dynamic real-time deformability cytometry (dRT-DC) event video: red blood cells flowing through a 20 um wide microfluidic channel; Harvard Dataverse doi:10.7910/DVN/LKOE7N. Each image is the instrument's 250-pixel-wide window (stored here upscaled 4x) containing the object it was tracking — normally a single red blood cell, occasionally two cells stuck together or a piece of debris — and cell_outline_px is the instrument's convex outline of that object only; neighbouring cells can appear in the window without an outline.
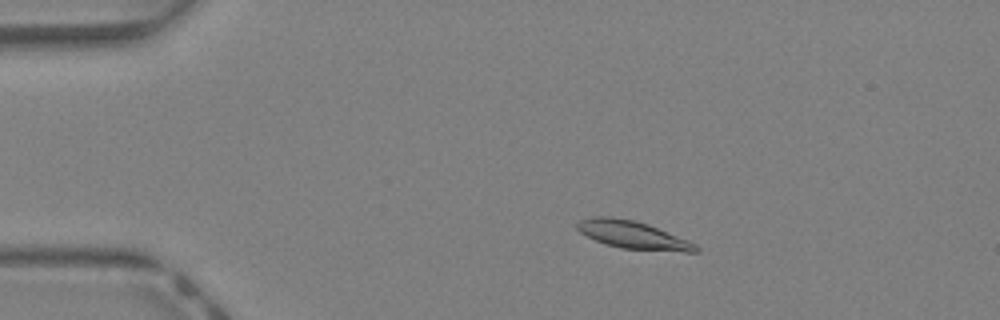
{"species": "Egyptian fruit bat (a non-hibernating species)", "species_latin": "Rousettus aegyptiacus", "temperature_condition": "warm", "stored_images_in_passage": 42, "camera_frame_rate_fps": 3000, "um_per_image_px": 0.085, "animal": {"sex": "female"}, "frame": {"image": 1, "passage_image": 8, "time_ms": 2.333, "image_size_px": [1000, 320], "cell_outline_px": [[700, 252], [684, 252], [620, 248], [604, 244], [580, 232], [576, 228], [576, 224], [580, 220], [592, 216], [612, 216], [632, 220], [648, 224], [688, 240], [696, 244], [700, 248]], "centroid_in_image_um": [53.8, 19.97], "position_along_channel_um": 31.2, "area_um2": 19.25}}
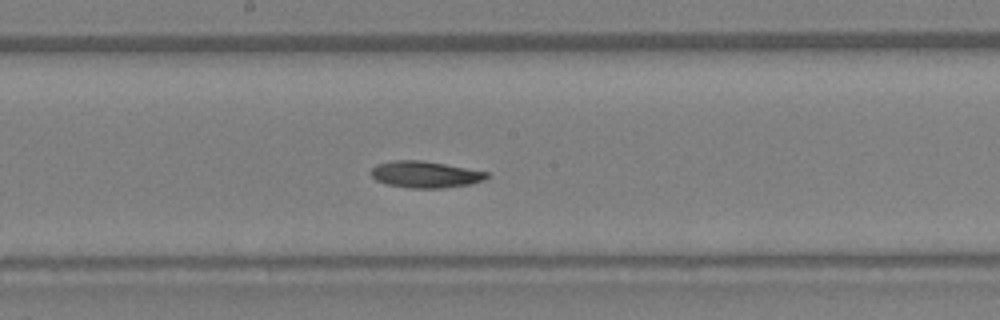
{"frame": {"image": 2, "passage_image": 23, "time_ms": 7.333, "image_size_px": [1000, 320], "cell_outline_px": [[492, 176], [484, 180], [472, 184], [444, 188], [408, 188], [388, 184], [376, 180], [372, 176], [372, 168], [376, 164], [392, 160], [420, 160], [444, 164], [488, 172]], "centroid_in_image_um": [36.18, 14.83], "position_along_channel_um": 212.0, "area_um2": 17.98}}
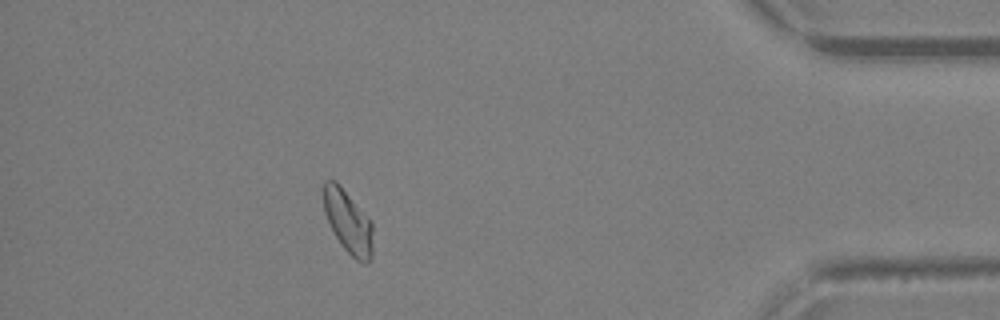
{"frame": {"image": 3, "passage_image": 38, "time_ms": 12.333, "image_size_px": [1000, 320], "cell_outline_px": [[372, 256], [368, 264], [364, 264], [356, 260], [340, 244], [324, 212], [324, 180], [336, 180], [340, 184], [372, 220]], "centroid_in_image_um": [29.62, 18.84], "position_along_channel_um": 405.6, "area_um2": 18.21}}